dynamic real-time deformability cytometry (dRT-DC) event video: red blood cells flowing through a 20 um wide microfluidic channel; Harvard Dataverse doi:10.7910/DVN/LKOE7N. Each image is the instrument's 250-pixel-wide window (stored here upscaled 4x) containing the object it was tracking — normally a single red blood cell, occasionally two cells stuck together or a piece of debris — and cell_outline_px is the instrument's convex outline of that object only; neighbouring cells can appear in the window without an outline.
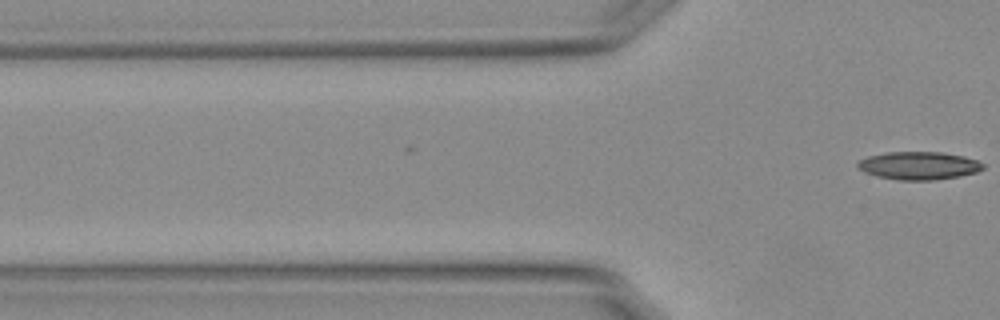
{"species": "Egyptian fruit bat (a non-hibernating species)", "species_latin": "Rousettus aegyptiacus", "temperature_condition": "warm", "stored_images_in_passage": 2, "camera_frame_rate_fps": 3000, "um_per_image_px": 0.085, "animal": {"sex": "female"}, "frame": {"image": 1, "passage_image": 2, "time_ms": 0.333, "image_size_px": [1000, 320], "cell_outline_px": [[984, 168], [976, 172], [960, 176], [932, 180], [900, 180], [876, 176], [864, 172], [856, 164], [860, 160], [868, 156], [888, 152], [940, 152], [964, 156], [976, 160], [984, 164]], "centroid_in_image_um": [78.1, 14.08], "position_along_channel_um": 47.7, "area_um2": 20.29}}